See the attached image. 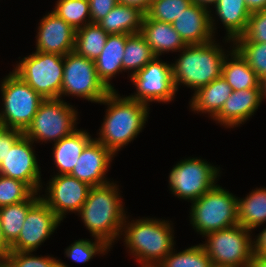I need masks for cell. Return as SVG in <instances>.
Here are the masks:
<instances>
[{
    "label": "cell",
    "instance_id": "cell-1",
    "mask_svg": "<svg viewBox=\"0 0 266 267\" xmlns=\"http://www.w3.org/2000/svg\"><path fill=\"white\" fill-rule=\"evenodd\" d=\"M118 91H110L100 104L107 105L104 122L96 141L102 143L114 155L142 132L149 115V106Z\"/></svg>",
    "mask_w": 266,
    "mask_h": 267
},
{
    "label": "cell",
    "instance_id": "cell-2",
    "mask_svg": "<svg viewBox=\"0 0 266 267\" xmlns=\"http://www.w3.org/2000/svg\"><path fill=\"white\" fill-rule=\"evenodd\" d=\"M116 183L91 187L79 215L91 236L102 240L107 246L122 233L126 213Z\"/></svg>",
    "mask_w": 266,
    "mask_h": 267
},
{
    "label": "cell",
    "instance_id": "cell-3",
    "mask_svg": "<svg viewBox=\"0 0 266 267\" xmlns=\"http://www.w3.org/2000/svg\"><path fill=\"white\" fill-rule=\"evenodd\" d=\"M128 217H125L121 233L125 236V246L140 267H156L174 249L172 224L147 217L129 222Z\"/></svg>",
    "mask_w": 266,
    "mask_h": 267
},
{
    "label": "cell",
    "instance_id": "cell-4",
    "mask_svg": "<svg viewBox=\"0 0 266 267\" xmlns=\"http://www.w3.org/2000/svg\"><path fill=\"white\" fill-rule=\"evenodd\" d=\"M215 42L213 40L200 45H187L181 50L183 52L179 58L175 63H171L176 92L180 84L196 92L221 77L226 52L219 43Z\"/></svg>",
    "mask_w": 266,
    "mask_h": 267
},
{
    "label": "cell",
    "instance_id": "cell-5",
    "mask_svg": "<svg viewBox=\"0 0 266 267\" xmlns=\"http://www.w3.org/2000/svg\"><path fill=\"white\" fill-rule=\"evenodd\" d=\"M238 198L216 184L192 202L190 224L202 237L239 224Z\"/></svg>",
    "mask_w": 266,
    "mask_h": 267
},
{
    "label": "cell",
    "instance_id": "cell-6",
    "mask_svg": "<svg viewBox=\"0 0 266 267\" xmlns=\"http://www.w3.org/2000/svg\"><path fill=\"white\" fill-rule=\"evenodd\" d=\"M0 89L4 102L0 125L24 132L44 99L13 71L3 79Z\"/></svg>",
    "mask_w": 266,
    "mask_h": 267
},
{
    "label": "cell",
    "instance_id": "cell-7",
    "mask_svg": "<svg viewBox=\"0 0 266 267\" xmlns=\"http://www.w3.org/2000/svg\"><path fill=\"white\" fill-rule=\"evenodd\" d=\"M64 56L35 51L21 59L13 72L43 99L61 98Z\"/></svg>",
    "mask_w": 266,
    "mask_h": 267
},
{
    "label": "cell",
    "instance_id": "cell-8",
    "mask_svg": "<svg viewBox=\"0 0 266 267\" xmlns=\"http://www.w3.org/2000/svg\"><path fill=\"white\" fill-rule=\"evenodd\" d=\"M61 99H44L23 135L37 143H56L77 130V110Z\"/></svg>",
    "mask_w": 266,
    "mask_h": 267
},
{
    "label": "cell",
    "instance_id": "cell-9",
    "mask_svg": "<svg viewBox=\"0 0 266 267\" xmlns=\"http://www.w3.org/2000/svg\"><path fill=\"white\" fill-rule=\"evenodd\" d=\"M252 231L237 224L205 235L202 244L213 266L248 267L253 257Z\"/></svg>",
    "mask_w": 266,
    "mask_h": 267
},
{
    "label": "cell",
    "instance_id": "cell-10",
    "mask_svg": "<svg viewBox=\"0 0 266 267\" xmlns=\"http://www.w3.org/2000/svg\"><path fill=\"white\" fill-rule=\"evenodd\" d=\"M220 170L201 158L180 160L169 173L170 191L191 203L216 185Z\"/></svg>",
    "mask_w": 266,
    "mask_h": 267
},
{
    "label": "cell",
    "instance_id": "cell-11",
    "mask_svg": "<svg viewBox=\"0 0 266 267\" xmlns=\"http://www.w3.org/2000/svg\"><path fill=\"white\" fill-rule=\"evenodd\" d=\"M110 91L98 77L93 60L75 51L64 56L61 97L77 96L99 104Z\"/></svg>",
    "mask_w": 266,
    "mask_h": 267
},
{
    "label": "cell",
    "instance_id": "cell-12",
    "mask_svg": "<svg viewBox=\"0 0 266 267\" xmlns=\"http://www.w3.org/2000/svg\"><path fill=\"white\" fill-rule=\"evenodd\" d=\"M136 92L131 99L150 105L151 102H170L174 100L176 90L172 78L171 64L155 57L144 68L130 77Z\"/></svg>",
    "mask_w": 266,
    "mask_h": 267
},
{
    "label": "cell",
    "instance_id": "cell-13",
    "mask_svg": "<svg viewBox=\"0 0 266 267\" xmlns=\"http://www.w3.org/2000/svg\"><path fill=\"white\" fill-rule=\"evenodd\" d=\"M60 223L61 220L40 198L28 210L18 238L11 244L12 251H36L54 233Z\"/></svg>",
    "mask_w": 266,
    "mask_h": 267
},
{
    "label": "cell",
    "instance_id": "cell-14",
    "mask_svg": "<svg viewBox=\"0 0 266 267\" xmlns=\"http://www.w3.org/2000/svg\"><path fill=\"white\" fill-rule=\"evenodd\" d=\"M47 184L46 196L40 198L61 221L67 212L79 213L91 189L89 184L71 175H54Z\"/></svg>",
    "mask_w": 266,
    "mask_h": 267
},
{
    "label": "cell",
    "instance_id": "cell-15",
    "mask_svg": "<svg viewBox=\"0 0 266 267\" xmlns=\"http://www.w3.org/2000/svg\"><path fill=\"white\" fill-rule=\"evenodd\" d=\"M33 141L22 136L5 155L0 163V175L26 183L35 193L42 186L41 172L33 149Z\"/></svg>",
    "mask_w": 266,
    "mask_h": 267
},
{
    "label": "cell",
    "instance_id": "cell-16",
    "mask_svg": "<svg viewBox=\"0 0 266 267\" xmlns=\"http://www.w3.org/2000/svg\"><path fill=\"white\" fill-rule=\"evenodd\" d=\"M37 34L36 51L65 56L75 49L76 30L52 11L41 19Z\"/></svg>",
    "mask_w": 266,
    "mask_h": 267
},
{
    "label": "cell",
    "instance_id": "cell-17",
    "mask_svg": "<svg viewBox=\"0 0 266 267\" xmlns=\"http://www.w3.org/2000/svg\"><path fill=\"white\" fill-rule=\"evenodd\" d=\"M211 12V10L192 3L171 24L186 45L205 44L216 40L214 30L217 28Z\"/></svg>",
    "mask_w": 266,
    "mask_h": 267
},
{
    "label": "cell",
    "instance_id": "cell-18",
    "mask_svg": "<svg viewBox=\"0 0 266 267\" xmlns=\"http://www.w3.org/2000/svg\"><path fill=\"white\" fill-rule=\"evenodd\" d=\"M115 155L102 143L92 139L82 150L76 166L69 174L91 187L106 185V173Z\"/></svg>",
    "mask_w": 266,
    "mask_h": 267
},
{
    "label": "cell",
    "instance_id": "cell-19",
    "mask_svg": "<svg viewBox=\"0 0 266 267\" xmlns=\"http://www.w3.org/2000/svg\"><path fill=\"white\" fill-rule=\"evenodd\" d=\"M261 103L260 88L232 91L223 108L213 120L226 128H235L254 115Z\"/></svg>",
    "mask_w": 266,
    "mask_h": 267
},
{
    "label": "cell",
    "instance_id": "cell-20",
    "mask_svg": "<svg viewBox=\"0 0 266 267\" xmlns=\"http://www.w3.org/2000/svg\"><path fill=\"white\" fill-rule=\"evenodd\" d=\"M140 33L156 57L163 53L181 52L187 45L172 24L149 19L144 15Z\"/></svg>",
    "mask_w": 266,
    "mask_h": 267
},
{
    "label": "cell",
    "instance_id": "cell-21",
    "mask_svg": "<svg viewBox=\"0 0 266 267\" xmlns=\"http://www.w3.org/2000/svg\"><path fill=\"white\" fill-rule=\"evenodd\" d=\"M128 36V34H109L102 52L94 60L98 77L111 91L115 89L110 81L123 71L122 59Z\"/></svg>",
    "mask_w": 266,
    "mask_h": 267
},
{
    "label": "cell",
    "instance_id": "cell-22",
    "mask_svg": "<svg viewBox=\"0 0 266 267\" xmlns=\"http://www.w3.org/2000/svg\"><path fill=\"white\" fill-rule=\"evenodd\" d=\"M232 91L230 85L221 76L193 93L189 102L190 108L196 113H207L214 119L223 108Z\"/></svg>",
    "mask_w": 266,
    "mask_h": 267
},
{
    "label": "cell",
    "instance_id": "cell-23",
    "mask_svg": "<svg viewBox=\"0 0 266 267\" xmlns=\"http://www.w3.org/2000/svg\"><path fill=\"white\" fill-rule=\"evenodd\" d=\"M86 130H75L53 145V159L57 175H69L76 166L85 146L92 140Z\"/></svg>",
    "mask_w": 266,
    "mask_h": 267
},
{
    "label": "cell",
    "instance_id": "cell-24",
    "mask_svg": "<svg viewBox=\"0 0 266 267\" xmlns=\"http://www.w3.org/2000/svg\"><path fill=\"white\" fill-rule=\"evenodd\" d=\"M214 8L227 32L225 42H232L245 32L251 13L244 0H218Z\"/></svg>",
    "mask_w": 266,
    "mask_h": 267
},
{
    "label": "cell",
    "instance_id": "cell-25",
    "mask_svg": "<svg viewBox=\"0 0 266 267\" xmlns=\"http://www.w3.org/2000/svg\"><path fill=\"white\" fill-rule=\"evenodd\" d=\"M226 52L227 55L222 65L221 76L227 81L232 90L240 91L242 89L260 88V79L233 46L230 51Z\"/></svg>",
    "mask_w": 266,
    "mask_h": 267
},
{
    "label": "cell",
    "instance_id": "cell-26",
    "mask_svg": "<svg viewBox=\"0 0 266 267\" xmlns=\"http://www.w3.org/2000/svg\"><path fill=\"white\" fill-rule=\"evenodd\" d=\"M144 15L136 7L118 3L98 25L108 34H136L141 31Z\"/></svg>",
    "mask_w": 266,
    "mask_h": 267
},
{
    "label": "cell",
    "instance_id": "cell-27",
    "mask_svg": "<svg viewBox=\"0 0 266 267\" xmlns=\"http://www.w3.org/2000/svg\"><path fill=\"white\" fill-rule=\"evenodd\" d=\"M238 222L254 230L266 222V188H256L245 198L238 199Z\"/></svg>",
    "mask_w": 266,
    "mask_h": 267
},
{
    "label": "cell",
    "instance_id": "cell-28",
    "mask_svg": "<svg viewBox=\"0 0 266 267\" xmlns=\"http://www.w3.org/2000/svg\"><path fill=\"white\" fill-rule=\"evenodd\" d=\"M33 193L26 201L0 207V222L6 240L12 244L22 230L28 210L40 199Z\"/></svg>",
    "mask_w": 266,
    "mask_h": 267
},
{
    "label": "cell",
    "instance_id": "cell-29",
    "mask_svg": "<svg viewBox=\"0 0 266 267\" xmlns=\"http://www.w3.org/2000/svg\"><path fill=\"white\" fill-rule=\"evenodd\" d=\"M156 56L147 44L144 36L139 32L127 37L124 56L122 59L123 71H132L129 78L144 68Z\"/></svg>",
    "mask_w": 266,
    "mask_h": 267
},
{
    "label": "cell",
    "instance_id": "cell-30",
    "mask_svg": "<svg viewBox=\"0 0 266 267\" xmlns=\"http://www.w3.org/2000/svg\"><path fill=\"white\" fill-rule=\"evenodd\" d=\"M108 33L98 23H90L76 30L74 51L89 60H95L102 52Z\"/></svg>",
    "mask_w": 266,
    "mask_h": 267
},
{
    "label": "cell",
    "instance_id": "cell-31",
    "mask_svg": "<svg viewBox=\"0 0 266 267\" xmlns=\"http://www.w3.org/2000/svg\"><path fill=\"white\" fill-rule=\"evenodd\" d=\"M156 267H213V265L205 248L199 244L178 253L173 249Z\"/></svg>",
    "mask_w": 266,
    "mask_h": 267
},
{
    "label": "cell",
    "instance_id": "cell-32",
    "mask_svg": "<svg viewBox=\"0 0 266 267\" xmlns=\"http://www.w3.org/2000/svg\"><path fill=\"white\" fill-rule=\"evenodd\" d=\"M52 12L75 30L91 23L89 0H58Z\"/></svg>",
    "mask_w": 266,
    "mask_h": 267
},
{
    "label": "cell",
    "instance_id": "cell-33",
    "mask_svg": "<svg viewBox=\"0 0 266 267\" xmlns=\"http://www.w3.org/2000/svg\"><path fill=\"white\" fill-rule=\"evenodd\" d=\"M232 43L233 48L242 56L259 79L266 76V42H249L241 35Z\"/></svg>",
    "mask_w": 266,
    "mask_h": 267
},
{
    "label": "cell",
    "instance_id": "cell-34",
    "mask_svg": "<svg viewBox=\"0 0 266 267\" xmlns=\"http://www.w3.org/2000/svg\"><path fill=\"white\" fill-rule=\"evenodd\" d=\"M192 4V0H152L148 12L149 19L172 23Z\"/></svg>",
    "mask_w": 266,
    "mask_h": 267
},
{
    "label": "cell",
    "instance_id": "cell-35",
    "mask_svg": "<svg viewBox=\"0 0 266 267\" xmlns=\"http://www.w3.org/2000/svg\"><path fill=\"white\" fill-rule=\"evenodd\" d=\"M33 193L23 181L0 175V207L26 201Z\"/></svg>",
    "mask_w": 266,
    "mask_h": 267
},
{
    "label": "cell",
    "instance_id": "cell-36",
    "mask_svg": "<svg viewBox=\"0 0 266 267\" xmlns=\"http://www.w3.org/2000/svg\"><path fill=\"white\" fill-rule=\"evenodd\" d=\"M94 242L89 239H79L73 242L65 250V254L70 260L77 263L89 262L97 254H107L110 247L102 240L94 238Z\"/></svg>",
    "mask_w": 266,
    "mask_h": 267
},
{
    "label": "cell",
    "instance_id": "cell-37",
    "mask_svg": "<svg viewBox=\"0 0 266 267\" xmlns=\"http://www.w3.org/2000/svg\"><path fill=\"white\" fill-rule=\"evenodd\" d=\"M31 253L12 251L6 263L10 267H69L54 257H39Z\"/></svg>",
    "mask_w": 266,
    "mask_h": 267
},
{
    "label": "cell",
    "instance_id": "cell-38",
    "mask_svg": "<svg viewBox=\"0 0 266 267\" xmlns=\"http://www.w3.org/2000/svg\"><path fill=\"white\" fill-rule=\"evenodd\" d=\"M242 36L249 42H266V9L251 13Z\"/></svg>",
    "mask_w": 266,
    "mask_h": 267
},
{
    "label": "cell",
    "instance_id": "cell-39",
    "mask_svg": "<svg viewBox=\"0 0 266 267\" xmlns=\"http://www.w3.org/2000/svg\"><path fill=\"white\" fill-rule=\"evenodd\" d=\"M118 4V0H89L91 23L100 22Z\"/></svg>",
    "mask_w": 266,
    "mask_h": 267
},
{
    "label": "cell",
    "instance_id": "cell-40",
    "mask_svg": "<svg viewBox=\"0 0 266 267\" xmlns=\"http://www.w3.org/2000/svg\"><path fill=\"white\" fill-rule=\"evenodd\" d=\"M23 136V132L16 129L4 128L0 125V163L5 159L8 150Z\"/></svg>",
    "mask_w": 266,
    "mask_h": 267
},
{
    "label": "cell",
    "instance_id": "cell-41",
    "mask_svg": "<svg viewBox=\"0 0 266 267\" xmlns=\"http://www.w3.org/2000/svg\"><path fill=\"white\" fill-rule=\"evenodd\" d=\"M255 239L252 240L253 255L266 256V228H264Z\"/></svg>",
    "mask_w": 266,
    "mask_h": 267
},
{
    "label": "cell",
    "instance_id": "cell-42",
    "mask_svg": "<svg viewBox=\"0 0 266 267\" xmlns=\"http://www.w3.org/2000/svg\"><path fill=\"white\" fill-rule=\"evenodd\" d=\"M11 253V244L6 240L0 222V264L6 263Z\"/></svg>",
    "mask_w": 266,
    "mask_h": 267
},
{
    "label": "cell",
    "instance_id": "cell-43",
    "mask_svg": "<svg viewBox=\"0 0 266 267\" xmlns=\"http://www.w3.org/2000/svg\"><path fill=\"white\" fill-rule=\"evenodd\" d=\"M151 1L152 0H118V3L136 7L146 14L150 8Z\"/></svg>",
    "mask_w": 266,
    "mask_h": 267
},
{
    "label": "cell",
    "instance_id": "cell-44",
    "mask_svg": "<svg viewBox=\"0 0 266 267\" xmlns=\"http://www.w3.org/2000/svg\"><path fill=\"white\" fill-rule=\"evenodd\" d=\"M250 13L266 9V0H244Z\"/></svg>",
    "mask_w": 266,
    "mask_h": 267
},
{
    "label": "cell",
    "instance_id": "cell-45",
    "mask_svg": "<svg viewBox=\"0 0 266 267\" xmlns=\"http://www.w3.org/2000/svg\"><path fill=\"white\" fill-rule=\"evenodd\" d=\"M248 267H266V256L253 255Z\"/></svg>",
    "mask_w": 266,
    "mask_h": 267
},
{
    "label": "cell",
    "instance_id": "cell-46",
    "mask_svg": "<svg viewBox=\"0 0 266 267\" xmlns=\"http://www.w3.org/2000/svg\"><path fill=\"white\" fill-rule=\"evenodd\" d=\"M218 0H192V3H196L197 5H200L201 7H204L208 10L212 9L211 7L209 6H212L213 7L216 5Z\"/></svg>",
    "mask_w": 266,
    "mask_h": 267
},
{
    "label": "cell",
    "instance_id": "cell-47",
    "mask_svg": "<svg viewBox=\"0 0 266 267\" xmlns=\"http://www.w3.org/2000/svg\"><path fill=\"white\" fill-rule=\"evenodd\" d=\"M260 89L262 101L266 98V76L260 79Z\"/></svg>",
    "mask_w": 266,
    "mask_h": 267
},
{
    "label": "cell",
    "instance_id": "cell-48",
    "mask_svg": "<svg viewBox=\"0 0 266 267\" xmlns=\"http://www.w3.org/2000/svg\"><path fill=\"white\" fill-rule=\"evenodd\" d=\"M3 267H10V266L7 263H4Z\"/></svg>",
    "mask_w": 266,
    "mask_h": 267
}]
</instances>
